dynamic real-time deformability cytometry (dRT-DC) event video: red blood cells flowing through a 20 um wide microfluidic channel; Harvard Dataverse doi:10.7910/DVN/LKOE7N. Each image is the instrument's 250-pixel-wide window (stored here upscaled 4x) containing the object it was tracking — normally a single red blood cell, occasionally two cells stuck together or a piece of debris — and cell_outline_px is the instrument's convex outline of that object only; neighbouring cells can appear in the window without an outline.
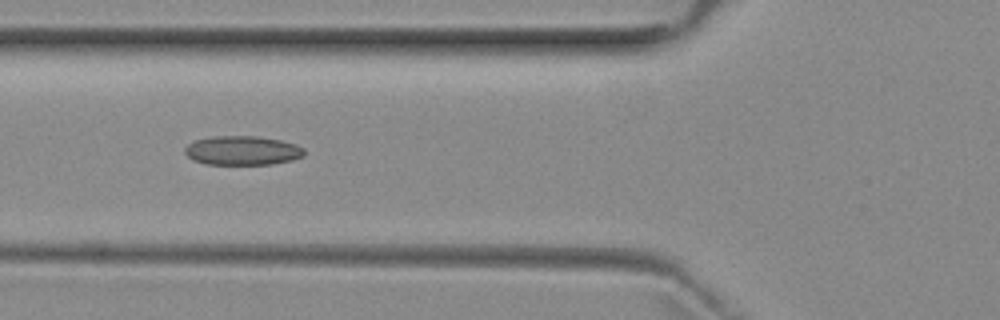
{"species": "common noctule bat (a hibernating species)", "species_latin": "Nyctalus noctula", "temperature_condition": "room temperature", "stored_images_in_passage": 6, "camera_frame_rate_fps": 3000, "um_per_image_px": 0.085, "animal": {"sex": "female", "body_mass_g": 29.2, "forearm_length_mm": 56.3}, "frame": {"image": 1, "passage_image": 4, "time_ms": 3.667, "image_size_px": [1000, 320], "cell_outline_px": [[304, 156], [292, 160], [272, 164], [208, 164], [192, 160], [184, 152], [184, 148], [188, 144], [196, 140], [212, 136], [256, 136], [280, 140], [296, 144], [304, 148]], "centroid_in_image_um": [20.61, 12.79], "position_along_channel_um": 105.2, "area_um2": 20.29}}
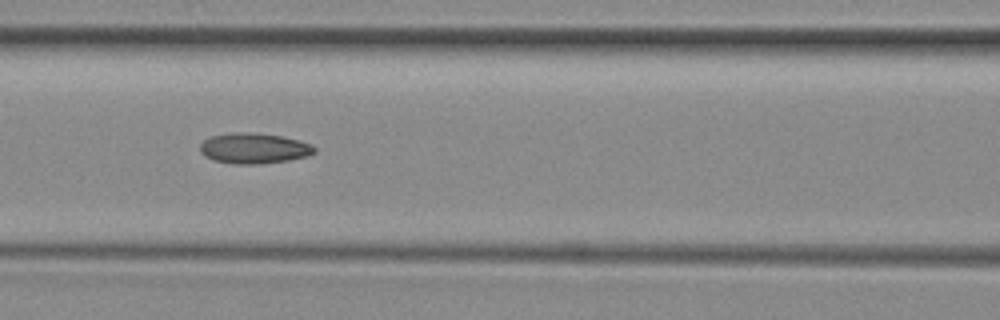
{"frame": {"image": 2, "passage_image": 5, "time_ms": 4.667, "image_size_px": [1000, 320], "cell_outline_px": [[316, 152], [308, 156], [288, 160], [260, 164], [236, 164], [212, 160], [204, 156], [200, 152], [200, 144], [204, 140], [212, 136], [232, 132], [248, 132], [284, 136], [300, 140], [312, 144], [316, 148]], "centroid_in_image_um": [21.6, 12.6], "position_along_channel_um": 145.0, "area_um2": 20.58}}
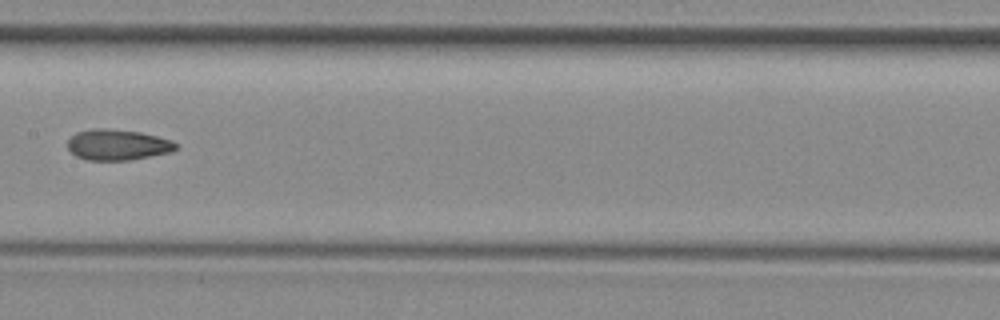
{"frame": {"image": 3, "passage_image": 6, "time_ms": 6.0, "image_size_px": [1000, 320], "cell_outline_px": [[176, 148], [172, 152], [128, 160], [88, 160], [76, 156], [68, 148], [68, 140], [76, 132], [96, 128], [104, 128], [140, 132], [172, 140], [176, 144]], "centroid_in_image_um": [9.99, 12.3], "position_along_channel_um": 197.4, "area_um2": 19.25}}